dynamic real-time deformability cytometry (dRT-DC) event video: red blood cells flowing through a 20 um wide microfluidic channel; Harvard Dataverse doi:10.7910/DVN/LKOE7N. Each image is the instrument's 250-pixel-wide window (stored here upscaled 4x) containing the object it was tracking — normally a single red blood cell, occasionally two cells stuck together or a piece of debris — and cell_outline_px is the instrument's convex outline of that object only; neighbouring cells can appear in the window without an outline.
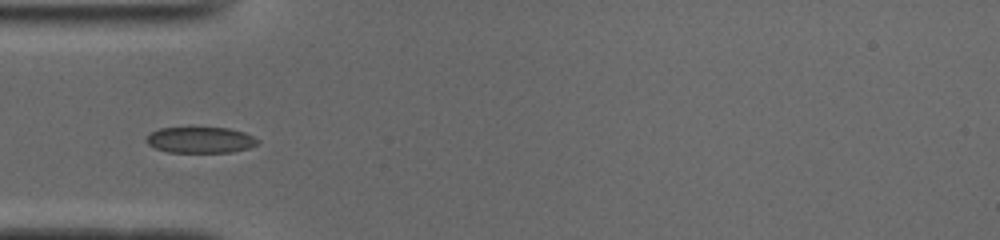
{"species": "common noctule bat (a hibernating species)", "species_latin": "Nyctalus noctula", "temperature_condition": "cold", "stored_images_in_passage": 36, "camera_frame_rate_fps": 3000, "um_per_image_px": 0.085, "animal": {"sex": "male", "body_mass_g": 19.0, "forearm_length_mm": 50.8}, "frame": {"image": 1, "passage_image": 1, "time_ms": 0.0, "image_size_px": [1000, 240], "cell_outline_px": [[260, 140], [256, 144], [248, 148], [232, 152], [168, 152], [156, 148], [148, 144], [144, 140], [152, 132], [160, 128], [228, 128], [244, 132]], "centroid_in_image_um": [17.03, 11.9], "position_along_channel_um": 68.0, "area_um2": 16.7}}
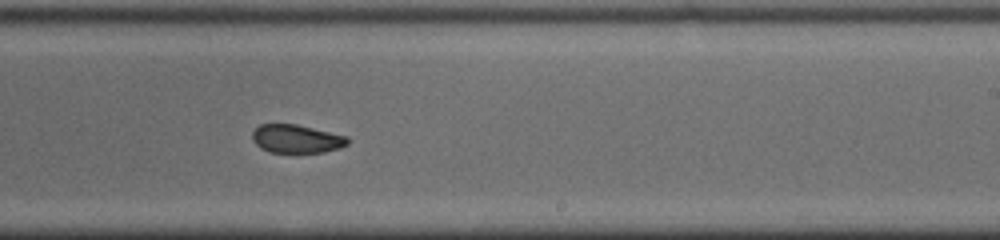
{"frame": {"image": 2, "passage_image": 16, "time_ms": 5.0, "image_size_px": [1000, 240], "cell_outline_px": [[348, 144], [340, 148], [324, 152], [292, 156], [268, 152], [260, 148], [252, 140], [252, 132], [260, 124], [296, 124], [348, 136]], "centroid_in_image_um": [25.19, 11.86], "position_along_channel_um": 263.8, "area_um2": 16.59}}
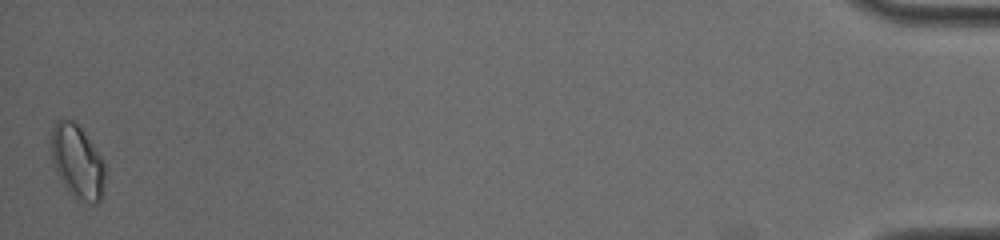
{"frame": {"image": 3, "passage_image": 36, "time_ms": 11.667, "image_size_px": [1000, 240], "cell_outline_px": [[104, 196], [96, 204], [92, 204], [72, 196], [68, 192], [60, 180], [56, 172], [52, 160], [52, 128], [56, 120], [72, 120], [84, 132], [104, 160]], "centroid_in_image_um": [6.59, 13.79], "position_along_channel_um": 428.6, "area_um2": 23.12}, "authors_computed_cell_mechanics": {"area_um2": 17.1088, "velocity_mm_per_s": 3.9267, "shape_relaxation_time_tau1_ms": null, "shape_relaxation_time_tau2_ms": 1.99, "deformation_change_tau1": null, "deformation_change_tau2": 0.0415}}